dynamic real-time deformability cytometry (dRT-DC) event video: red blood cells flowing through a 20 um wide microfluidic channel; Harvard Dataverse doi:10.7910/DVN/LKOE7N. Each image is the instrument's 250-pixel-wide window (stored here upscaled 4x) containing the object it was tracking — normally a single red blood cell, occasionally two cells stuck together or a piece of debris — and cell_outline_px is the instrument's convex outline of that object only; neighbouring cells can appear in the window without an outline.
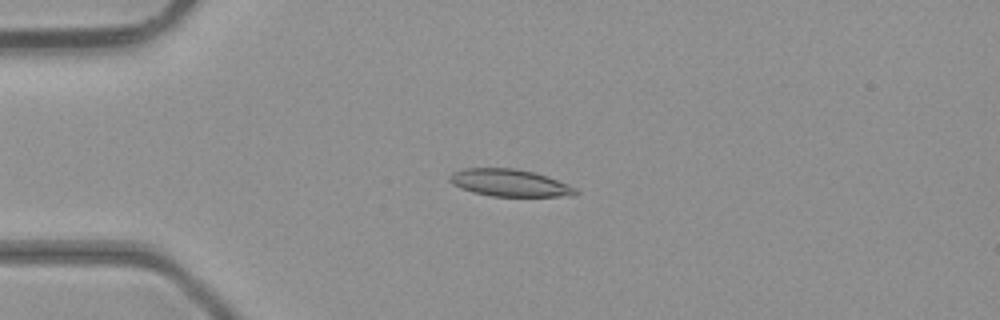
{"species": "common noctule bat (a hibernating species)", "species_latin": "Nyctalus noctula", "temperature_condition": "room temperature", "stored_images_in_passage": 36, "camera_frame_rate_fps": 3000, "um_per_image_px": 0.085, "animal": {"sex": "male", "body_mass_g": 23.1, "forearm_length_mm": 52.7}, "frame": {"image": 1, "passage_image": 1, "time_ms": 0.0, "image_size_px": [1000, 320], "cell_outline_px": [[580, 192], [576, 196], [492, 196], [472, 192], [460, 188], [452, 184], [448, 180], [448, 176], [452, 172], [464, 168], [516, 168], [548, 176], [568, 184], [576, 188]], "centroid_in_image_um": [43.32, 15.54], "position_along_channel_um": 41.7, "area_um2": 20.17}}
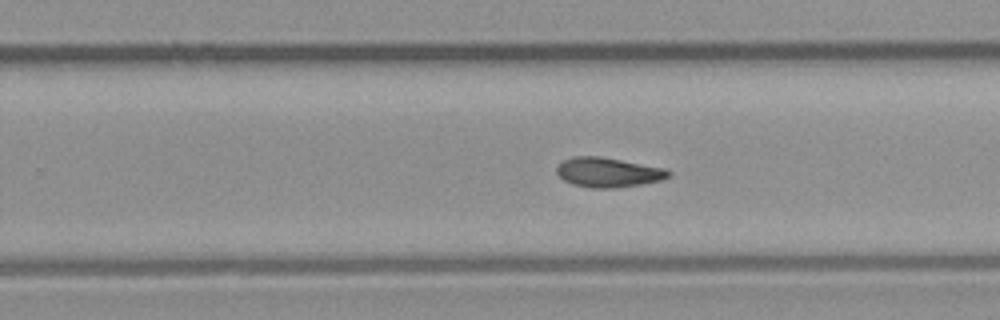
{"frame": {"image": 2, "passage_image": 19, "time_ms": 6.0, "image_size_px": [1000, 320], "cell_outline_px": [[672, 172], [668, 176], [660, 180], [640, 184], [616, 188], [592, 188], [572, 184], [564, 180], [556, 172], [556, 168], [564, 160], [572, 156], [600, 156], [664, 168]], "centroid_in_image_um": [51.66, 14.65], "position_along_channel_um": 278.1, "area_um2": 19.13}}
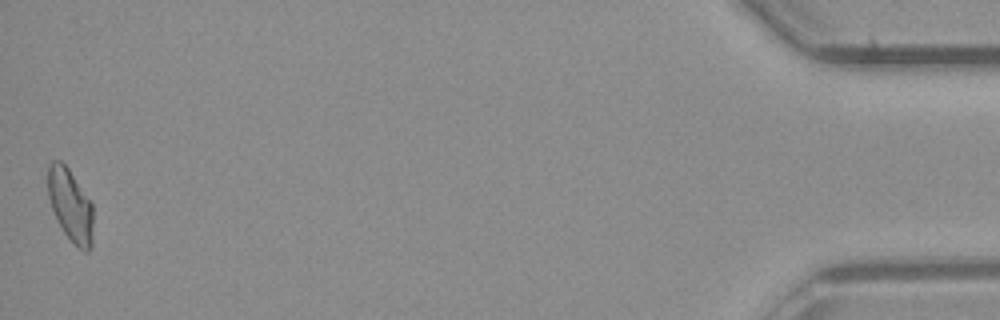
{"frame": {"image": 3, "passage_image": 36, "time_ms": 11.667, "image_size_px": [1000, 320], "cell_outline_px": [[92, 248], [88, 252], [84, 252], [64, 232], [56, 220], [48, 196], [48, 164], [52, 160], [60, 160], [68, 168], [92, 204]], "centroid_in_image_um": [5.97, 17.44], "position_along_channel_um": 429.2, "area_um2": 18.9}, "authors_computed_cell_mechanics": {"area_um2": 19.1029, "velocity_mm_per_s": 4.3927, "shape_relaxation_time_tau1_ms": null, "shape_relaxation_time_tau2_ms": 3.0694, "deformation_change_tau1": null, "deformation_change_tau2": 0.0841}}